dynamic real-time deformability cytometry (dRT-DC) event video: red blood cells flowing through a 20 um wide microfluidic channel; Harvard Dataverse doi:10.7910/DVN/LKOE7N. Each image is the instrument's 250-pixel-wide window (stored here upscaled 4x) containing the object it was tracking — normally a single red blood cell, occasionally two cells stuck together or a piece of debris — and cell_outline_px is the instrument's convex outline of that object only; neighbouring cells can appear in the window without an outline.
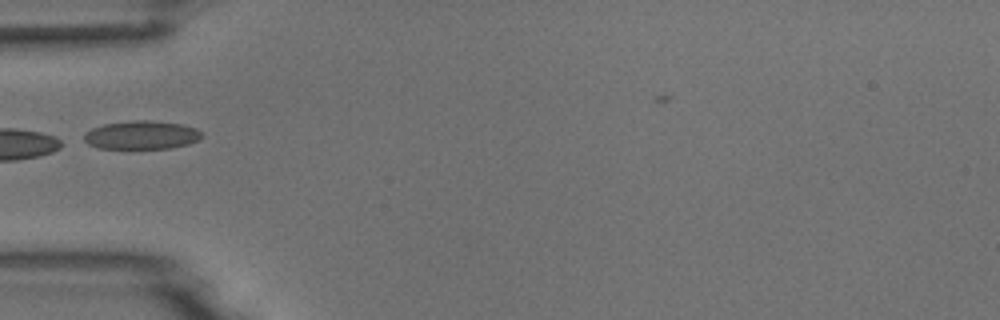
{"species": "common noctule bat (a hibernating species)", "species_latin": "Nyctalus noctula", "temperature_condition": "room temperature", "stored_images_in_passage": 6, "camera_frame_rate_fps": 3000, "um_per_image_px": 0.085, "animal": {"sex": "male", "body_mass_g": 18.8}, "frame": {"image": 1, "passage_image": 5, "time_ms": 4.667, "image_size_px": [1000, 320], "cell_outline_px": [[204, 136], [200, 140], [188, 144], [172, 148], [96, 148], [88, 144], [84, 140], [84, 136], [92, 128], [104, 124], [132, 120], [148, 120], [184, 124], [196, 128]], "centroid_in_image_um": [12.08, 11.47], "position_along_channel_um": 72.9, "area_um2": 19.59}}
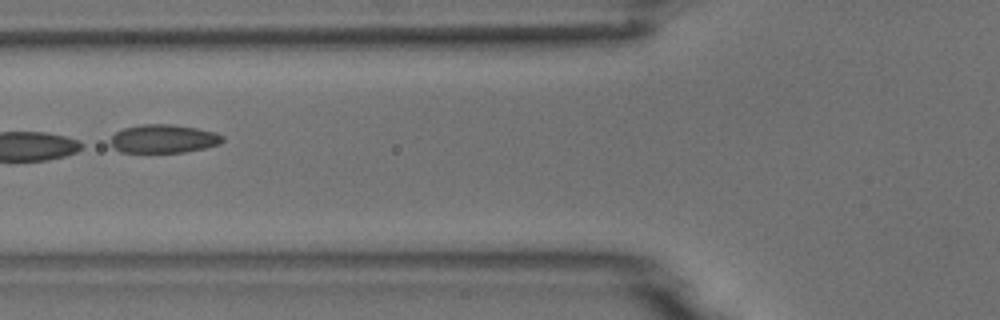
{"frame": {"image": 2, "passage_image": 6, "time_ms": 5.667, "image_size_px": [1000, 320], "cell_outline_px": [[224, 140], [220, 144], [204, 148], [184, 152], [120, 152], [112, 148], [112, 136], [116, 132], [124, 128], [140, 124], [172, 124], [196, 128], [216, 132], [224, 136]], "centroid_in_image_um": [13.92, 11.79], "position_along_channel_um": 111.9, "area_um2": 18.61}}